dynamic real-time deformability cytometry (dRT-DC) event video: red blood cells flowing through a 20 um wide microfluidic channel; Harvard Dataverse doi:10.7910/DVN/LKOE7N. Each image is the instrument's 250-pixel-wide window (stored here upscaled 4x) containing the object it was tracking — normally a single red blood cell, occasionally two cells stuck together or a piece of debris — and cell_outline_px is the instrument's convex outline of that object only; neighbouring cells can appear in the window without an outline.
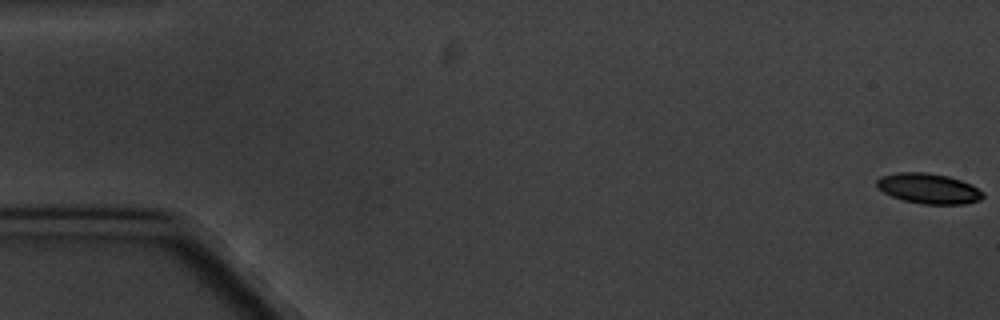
{"species": "common noctule bat (a hibernating species)", "species_latin": "Nyctalus noctula", "temperature_condition": "cold", "stored_images_in_passage": 7, "camera_frame_rate_fps": 3000, "um_per_image_px": 0.085, "animal": {"sex": "male", "body_mass_g": 20.1, "forearm_length_mm": 53.5}, "frame": {"image": 1, "passage_image": 1, "time_ms": 0.0, "image_size_px": [1000, 320], "cell_outline_px": [[984, 196], [980, 200], [964, 204], [924, 204], [904, 200], [892, 196], [876, 188], [876, 180], [880, 176], [896, 172], [928, 172], [948, 176], [972, 184], [984, 192]], "centroid_in_image_um": [78.93, 16.01], "position_along_channel_um": 6.1, "area_um2": 18.9}}
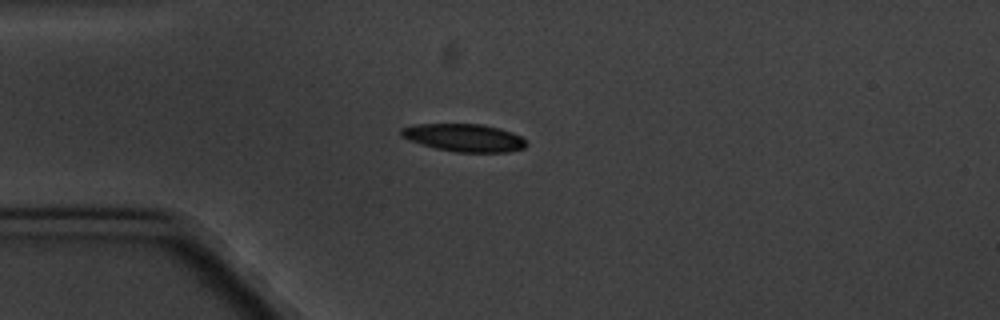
{"frame": {"image": 2, "passage_image": 5, "time_ms": 5.0, "image_size_px": [1000, 320], "cell_outline_px": [[528, 144], [524, 148], [508, 152], [456, 152], [436, 148], [408, 140], [400, 136], [400, 128], [416, 124], [480, 124], [500, 128], [512, 132], [520, 136]], "centroid_in_image_um": [39.44, 11.7], "position_along_channel_um": 45.6, "area_um2": 20.23}}